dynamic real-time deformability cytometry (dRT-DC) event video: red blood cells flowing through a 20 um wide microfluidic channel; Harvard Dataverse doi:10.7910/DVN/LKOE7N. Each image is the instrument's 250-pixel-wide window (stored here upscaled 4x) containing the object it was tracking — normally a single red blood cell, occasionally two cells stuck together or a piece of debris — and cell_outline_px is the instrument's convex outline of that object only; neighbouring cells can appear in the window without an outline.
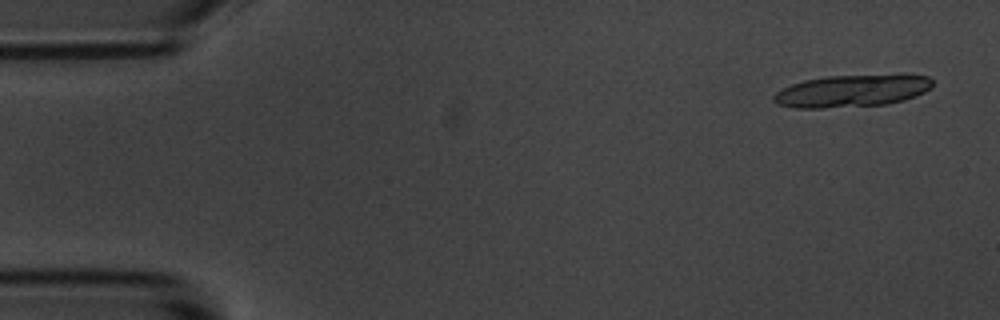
{"species": "common noctule bat (a hibernating species)", "species_latin": "Nyctalus noctula", "temperature_condition": "room temperature", "stored_images_in_passage": 20, "camera_frame_rate_fps": 3000, "um_per_image_px": 0.085, "animal": {"sex": "male", "body_mass_g": 20.1, "forearm_length_mm": 53.5}, "frame": {"image": 1, "passage_image": 3, "time_ms": 0.667, "image_size_px": [1000, 320], "cell_outline_px": [[932, 84], [924, 92], [916, 96], [904, 100], [888, 104], [824, 108], [796, 108], [776, 104], [772, 100], [772, 96], [776, 92], [792, 84], [804, 80], [828, 76], [900, 72], [928, 76], [932, 80]], "centroid_in_image_um": [72.47, 7.69], "position_along_channel_um": 12.5, "area_um2": 30.69}}